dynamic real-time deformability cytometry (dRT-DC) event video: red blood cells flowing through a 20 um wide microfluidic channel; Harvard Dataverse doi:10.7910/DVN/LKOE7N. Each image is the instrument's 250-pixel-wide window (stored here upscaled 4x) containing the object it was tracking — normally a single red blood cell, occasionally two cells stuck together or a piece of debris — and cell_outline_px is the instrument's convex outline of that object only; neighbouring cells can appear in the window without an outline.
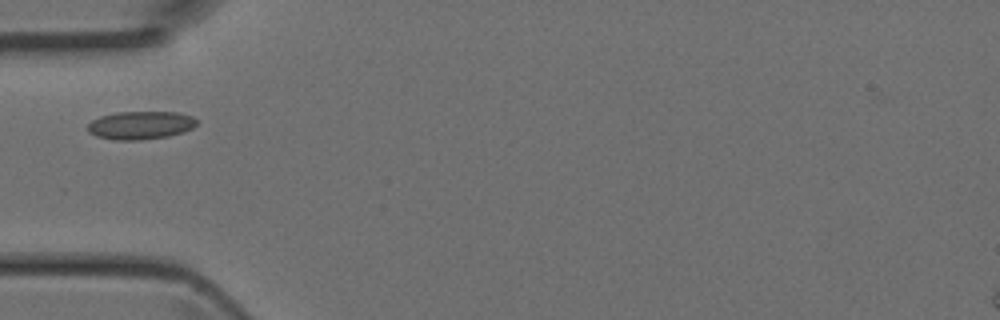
{"species": "Egyptian fruit bat (a non-hibernating species)", "species_latin": "Rousettus aegyptiacus", "temperature_condition": "room temperature", "stored_images_in_passage": 32, "camera_frame_rate_fps": 3000, "um_per_image_px": 0.085, "animal": {"sex": "female"}, "frame": {"image": 1, "passage_image": 1, "time_ms": 0.0, "image_size_px": [1000, 320], "cell_outline_px": [[196, 124], [192, 128], [184, 132], [168, 136], [140, 140], [112, 140], [96, 136], [88, 132], [88, 124], [92, 120], [100, 116], [116, 112], [176, 112], [192, 116], [196, 120]], "centroid_in_image_um": [11.92, 10.65], "position_along_channel_um": 73.1, "area_um2": 17.92}}
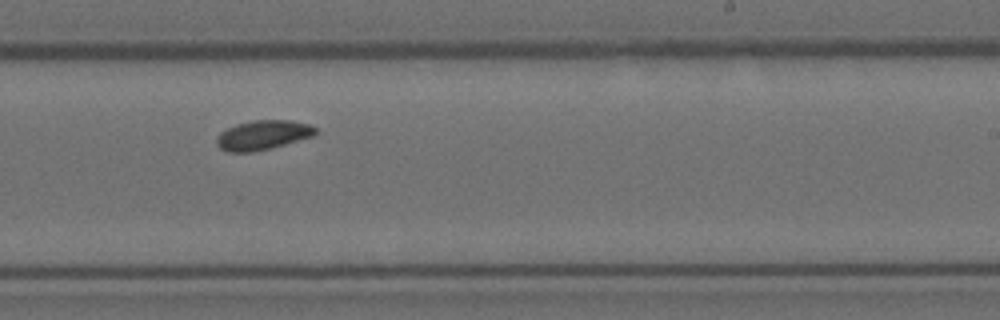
{"frame": {"image": 2, "passage_image": 14, "time_ms": 4.333, "image_size_px": [1000, 320], "cell_outline_px": [[316, 136], [252, 152], [228, 152], [220, 148], [216, 144], [216, 136], [220, 132], [236, 124], [252, 120], [292, 120], [308, 124], [316, 128]], "centroid_in_image_um": [22.33, 11.47], "position_along_channel_um": 266.7, "area_um2": 16.99}}
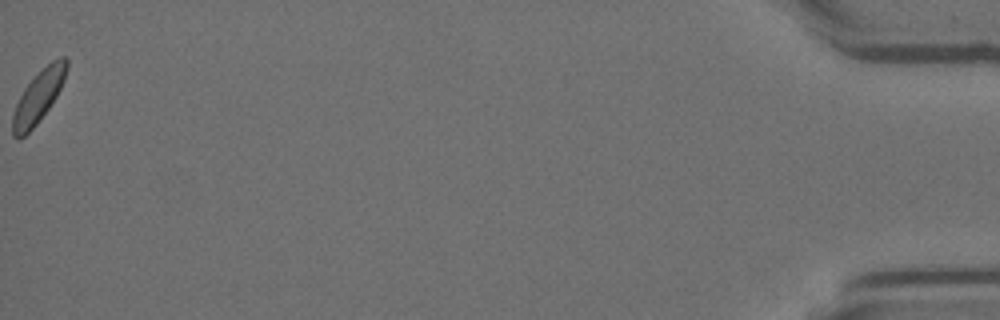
{"frame": {"image": 3, "passage_image": 32, "time_ms": 10.333, "image_size_px": [1000, 320], "cell_outline_px": [[68, 68], [64, 80], [56, 96], [48, 108], [36, 124], [20, 140], [12, 136], [12, 112], [24, 88], [52, 60], [60, 56], [64, 56], [68, 60]], "centroid_in_image_um": [3.25, 8.22], "position_along_channel_um": 431.9, "area_um2": 16.13}}